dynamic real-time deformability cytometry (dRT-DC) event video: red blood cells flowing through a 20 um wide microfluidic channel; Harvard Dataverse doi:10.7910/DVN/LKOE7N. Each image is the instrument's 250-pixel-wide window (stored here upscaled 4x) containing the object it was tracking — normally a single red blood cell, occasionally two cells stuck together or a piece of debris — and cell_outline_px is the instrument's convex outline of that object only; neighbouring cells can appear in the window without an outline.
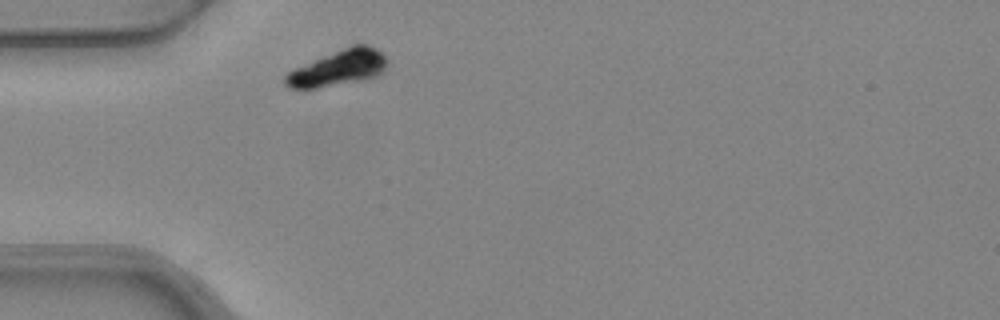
{"species": "common noctule bat (a hibernating species)", "species_latin": "Nyctalus noctula", "temperature_condition": "warm", "stored_images_in_passage": 1, "camera_frame_rate_fps": 3000, "um_per_image_px": 0.085, "animal": {"sex": "female", "body_mass_g": 24.6, "forearm_length_mm": 56.2}, "frame": {"image": 1, "passage_image": 1, "time_ms": 0.0, "image_size_px": [1000, 320], "cell_outline_px": [[388, 68], [380, 76], [372, 80], [304, 92], [288, 88], [284, 84], [284, 76], [288, 72], [296, 68], [352, 44], [368, 44], [376, 48], [388, 60]], "centroid_in_image_um": [28.78, 5.87], "position_along_channel_um": 56.2, "area_um2": 22.54}}